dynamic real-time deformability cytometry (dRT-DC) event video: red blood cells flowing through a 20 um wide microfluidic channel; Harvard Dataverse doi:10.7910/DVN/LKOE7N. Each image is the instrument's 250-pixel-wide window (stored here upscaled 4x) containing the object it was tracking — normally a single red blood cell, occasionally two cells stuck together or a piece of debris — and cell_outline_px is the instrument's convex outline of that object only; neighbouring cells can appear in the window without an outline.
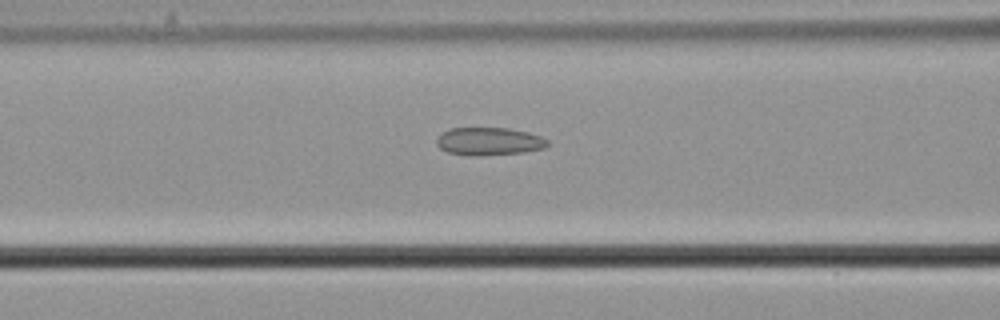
{"species": "common noctule bat (a hibernating species)", "species_latin": "Nyctalus noctula", "temperature_condition": "cold", "stored_images_in_passage": 38, "camera_frame_rate_fps": 3000, "um_per_image_px": 0.085, "animal": {"sex": "male", "body_mass_g": 21.5, "forearm_length_mm": 52.0}, "frame": {"image": 1, "passage_image": 5, "time_ms": 1.333, "image_size_px": [1000, 320], "cell_outline_px": [[548, 144], [544, 148], [520, 152], [472, 156], [468, 156], [448, 152], [440, 148], [436, 144], [436, 140], [444, 132], [452, 128], [508, 128], [528, 132], [540, 136], [548, 140]], "centroid_in_image_um": [41.56, 12.01], "position_along_channel_um": 125.0, "area_um2": 17.74}}
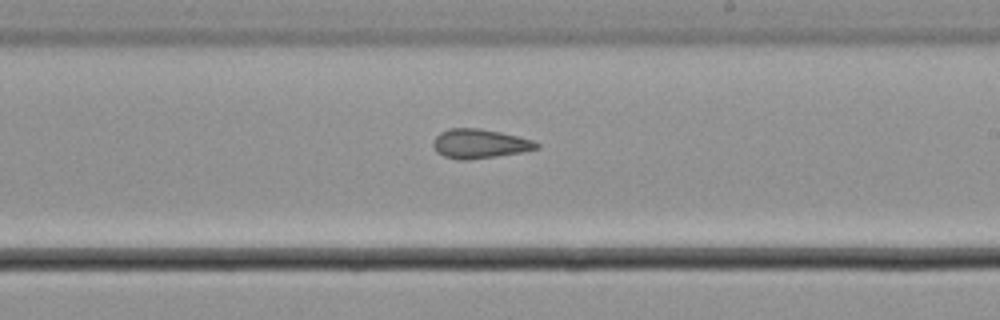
{"frame": {"image": 2, "passage_image": 15, "time_ms": 4.667, "image_size_px": [1000, 320], "cell_outline_px": [[540, 148], [520, 152], [464, 160], [460, 160], [444, 156], [436, 152], [432, 144], [436, 136], [440, 132], [448, 128], [480, 128], [500, 132], [532, 140], [540, 144]], "centroid_in_image_um": [40.73, 12.2], "position_along_channel_um": 248.3, "area_um2": 17.4}}
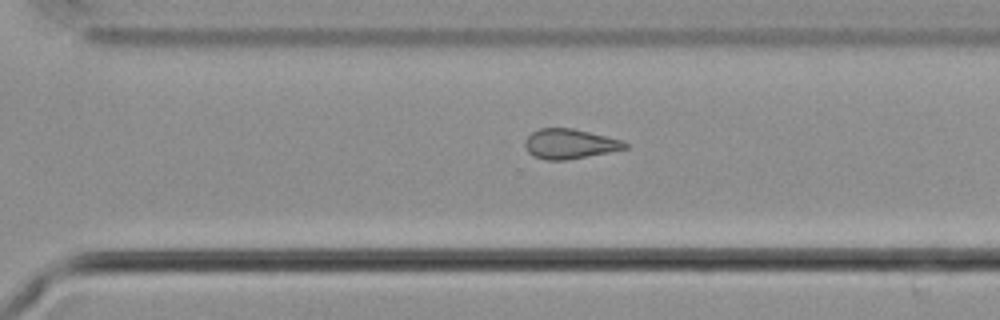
{"frame": {"image": 3, "passage_image": 21, "time_ms": 6.667, "image_size_px": [1000, 320], "cell_outline_px": [[628, 148], [568, 160], [548, 160], [536, 156], [528, 152], [524, 144], [524, 140], [532, 132], [540, 128], [572, 128], [620, 140], [628, 144]], "centroid_in_image_um": [48.39, 12.23], "position_along_channel_um": 322.2, "area_um2": 17.11}}